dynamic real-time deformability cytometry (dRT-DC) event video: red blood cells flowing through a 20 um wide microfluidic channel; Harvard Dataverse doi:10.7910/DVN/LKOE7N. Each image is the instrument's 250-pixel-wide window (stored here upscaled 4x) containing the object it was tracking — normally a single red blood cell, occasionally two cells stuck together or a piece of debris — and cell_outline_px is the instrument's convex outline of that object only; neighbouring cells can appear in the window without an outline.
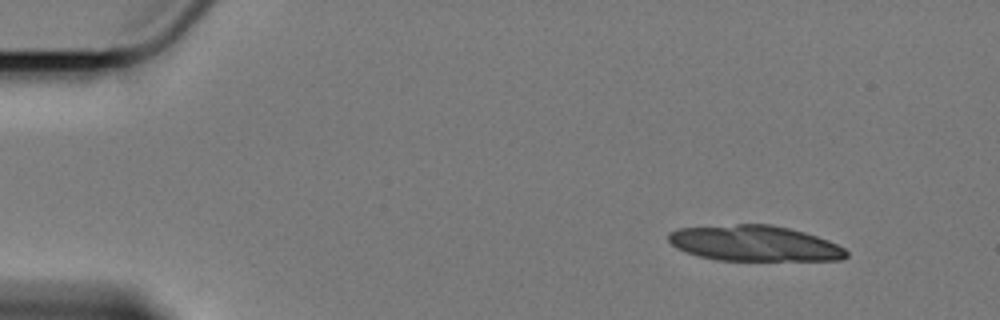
{"species": "Egyptian fruit bat (a non-hibernating species)", "species_latin": "Rousettus aegyptiacus", "temperature_condition": "cold", "stored_images_in_passage": 13, "camera_frame_rate_fps": 3000, "um_per_image_px": 0.085, "animal": {"sex": "female"}, "frame": {"image": 1, "passage_image": 1, "time_ms": 0.0, "image_size_px": [1000, 320], "cell_outline_px": [[848, 256], [840, 260], [716, 260], [700, 256], [676, 248], [668, 240], [668, 232], [676, 228], [736, 224], [772, 224], [804, 232], [828, 240], [844, 248], [848, 252]], "centroid_in_image_um": [64.11, 20.68], "position_along_channel_um": 20.9, "area_um2": 36.88}}